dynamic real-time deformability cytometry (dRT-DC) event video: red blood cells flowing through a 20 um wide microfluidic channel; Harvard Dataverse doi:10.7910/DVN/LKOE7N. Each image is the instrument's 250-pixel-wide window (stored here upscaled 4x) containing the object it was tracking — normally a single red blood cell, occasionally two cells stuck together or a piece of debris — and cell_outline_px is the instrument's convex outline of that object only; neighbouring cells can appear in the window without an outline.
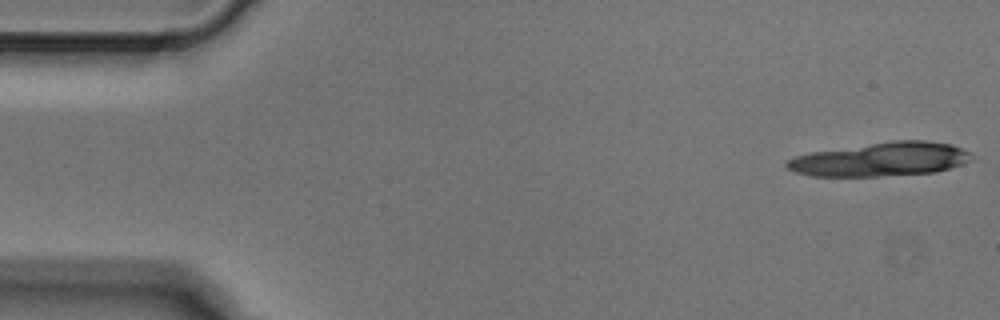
{"species": "Egyptian fruit bat (a non-hibernating species)", "species_latin": "Rousettus aegyptiacus", "temperature_condition": "cold", "stored_images_in_passage": 4, "camera_frame_rate_fps": 3000, "um_per_image_px": 0.085, "animal": {"sex": "male"}, "frame": {"image": 1, "passage_image": 1, "time_ms": 0.0, "image_size_px": [1000, 320], "cell_outline_px": [[972, 160], [964, 164], [936, 172], [876, 176], [812, 176], [796, 172], [788, 168], [784, 164], [792, 156], [812, 152], [892, 140], [928, 140], [952, 144], [968, 152]], "centroid_in_image_um": [74.87, 13.53], "position_along_channel_um": 10.1, "area_um2": 36.36}}
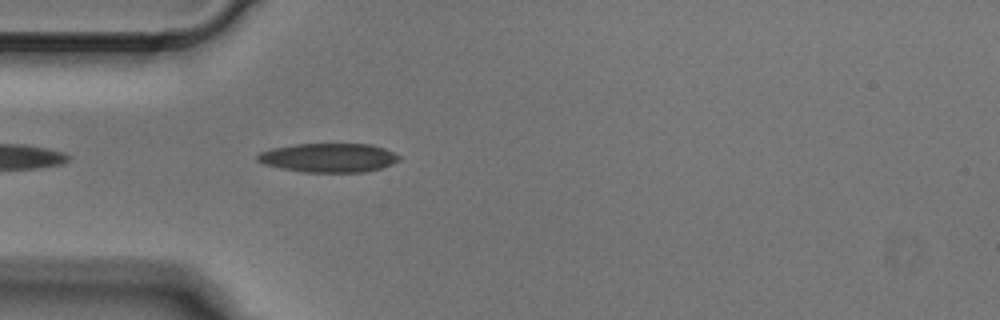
{"frame": {"image": 2, "passage_image": 4, "time_ms": 1.0, "image_size_px": [1000, 320], "cell_outline_px": [[400, 160], [392, 164], [380, 168], [364, 172], [304, 172], [280, 168], [264, 164], [256, 160], [256, 156], [260, 152], [272, 148], [296, 144], [372, 144], [384, 148], [400, 156]], "centroid_in_image_um": [27.92, 13.4], "position_along_channel_um": 57.1, "area_um2": 23.93}}